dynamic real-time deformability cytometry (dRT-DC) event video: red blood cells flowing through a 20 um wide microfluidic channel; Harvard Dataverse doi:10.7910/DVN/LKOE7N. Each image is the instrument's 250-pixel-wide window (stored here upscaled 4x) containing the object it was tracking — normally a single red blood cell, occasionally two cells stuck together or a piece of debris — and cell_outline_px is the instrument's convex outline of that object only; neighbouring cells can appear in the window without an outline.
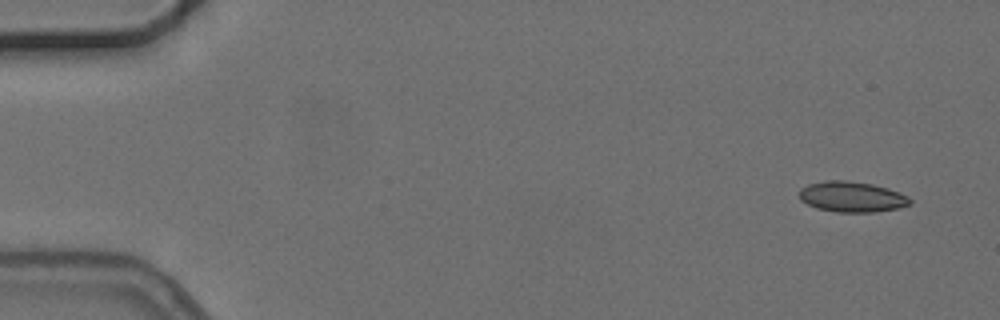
{"species": "common noctule bat (a hibernating species)", "species_latin": "Nyctalus noctula", "temperature_condition": "cold", "stored_images_in_passage": 6, "camera_frame_rate_fps": 3000, "um_per_image_px": 0.085, "animal": {"sex": "female", "body_mass_g": 24.6, "forearm_length_mm": 56.2}, "frame": {"image": 1, "passage_image": 1, "time_ms": 0.0, "image_size_px": [1000, 320], "cell_outline_px": [[912, 204], [900, 208], [876, 212], [836, 212], [816, 208], [800, 200], [800, 188], [808, 184], [824, 180], [844, 180], [872, 184], [888, 188], [900, 192], [908, 196], [912, 200]], "centroid_in_image_um": [72.44, 16.73], "position_along_channel_um": 12.6, "area_um2": 19.94}}
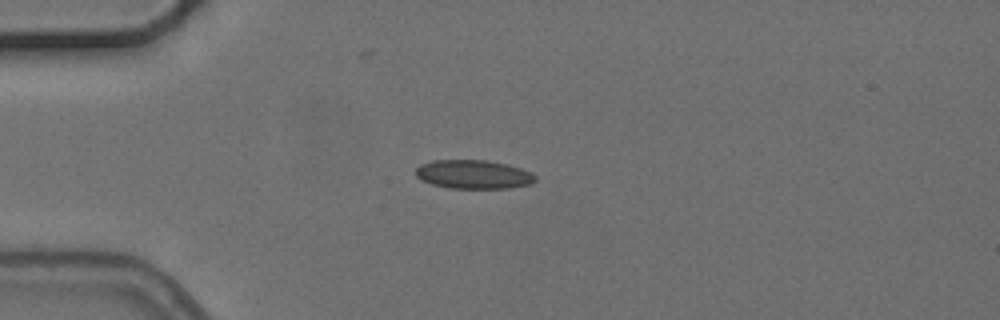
{"frame": {"image": 2, "passage_image": 4, "time_ms": 3.667, "image_size_px": [1000, 320], "cell_outline_px": [[536, 180], [532, 184], [508, 188], [452, 188], [432, 184], [420, 180], [416, 176], [416, 168], [420, 164], [432, 160], [488, 160], [508, 164], [532, 172], [536, 176]], "centroid_in_image_um": [40.26, 14.81], "position_along_channel_um": 44.7, "area_um2": 20.23}}
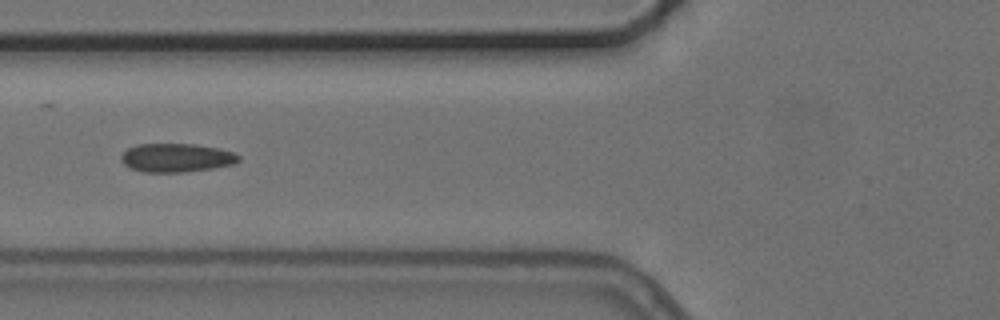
{"frame": {"image": 3, "passage_image": 6, "time_ms": 6.0, "image_size_px": [1000, 320], "cell_outline_px": [[240, 160], [232, 164], [212, 168], [184, 172], [144, 172], [132, 168], [124, 164], [120, 160], [120, 156], [128, 148], [136, 144], [196, 144], [216, 148], [232, 152], [240, 156]], "centroid_in_image_um": [14.97, 13.4], "position_along_channel_um": 110.8, "area_um2": 19.48}}